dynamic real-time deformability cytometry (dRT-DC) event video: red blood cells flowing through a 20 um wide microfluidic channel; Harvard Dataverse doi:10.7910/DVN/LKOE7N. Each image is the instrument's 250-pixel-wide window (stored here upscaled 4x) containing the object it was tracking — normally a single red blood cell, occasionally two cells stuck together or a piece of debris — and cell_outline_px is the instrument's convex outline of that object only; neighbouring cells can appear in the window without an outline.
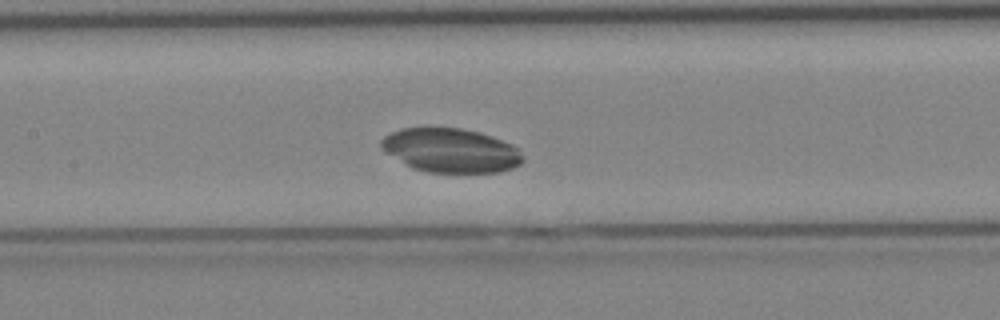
{"species": "Egyptian fruit bat (a non-hibernating species)", "species_latin": "Rousettus aegyptiacus", "temperature_condition": "cold", "stored_images_in_passage": 42, "camera_frame_rate_fps": 3000, "um_per_image_px": 0.085, "animal": {"sex": "female"}, "frame": {"image": 1, "passage_image": 20, "time_ms": 6.333, "image_size_px": [1000, 320], "cell_outline_px": [[524, 160], [520, 164], [512, 168], [500, 172], [428, 172], [412, 168], [384, 152], [380, 148], [380, 140], [384, 136], [400, 128], [460, 128], [480, 132], [492, 136], [512, 144], [524, 156]], "centroid_in_image_um": [38.3, 12.78], "position_along_channel_um": 169.1, "area_um2": 36.47}}